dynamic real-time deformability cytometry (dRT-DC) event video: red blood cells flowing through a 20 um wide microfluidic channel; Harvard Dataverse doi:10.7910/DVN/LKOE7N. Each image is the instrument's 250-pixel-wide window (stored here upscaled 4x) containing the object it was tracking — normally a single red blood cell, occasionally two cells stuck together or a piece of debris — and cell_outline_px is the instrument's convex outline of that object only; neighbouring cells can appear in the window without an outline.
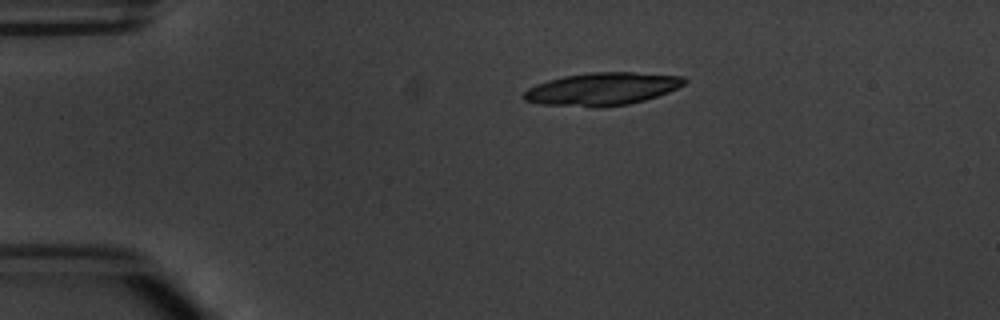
{"species": "common noctule bat (a hibernating species)", "species_latin": "Nyctalus noctula", "temperature_condition": "warm", "stored_images_in_passage": 2, "camera_frame_rate_fps": 3000, "um_per_image_px": 0.085, "animal": {"sex": "male", "body_mass_g": 20.1, "forearm_length_mm": 53.5}, "frame": {"image": 1, "passage_image": 1, "time_ms": 0.0, "image_size_px": [1000, 320], "cell_outline_px": [[688, 80], [684, 84], [668, 92], [644, 100], [628, 104], [596, 108], [592, 108], [540, 104], [524, 100], [524, 92], [528, 88], [536, 84], [548, 80], [564, 76], [588, 72], [632, 72], [684, 76]], "centroid_in_image_um": [51.17, 7.56], "position_along_channel_um": 33.8, "area_um2": 30.75}}